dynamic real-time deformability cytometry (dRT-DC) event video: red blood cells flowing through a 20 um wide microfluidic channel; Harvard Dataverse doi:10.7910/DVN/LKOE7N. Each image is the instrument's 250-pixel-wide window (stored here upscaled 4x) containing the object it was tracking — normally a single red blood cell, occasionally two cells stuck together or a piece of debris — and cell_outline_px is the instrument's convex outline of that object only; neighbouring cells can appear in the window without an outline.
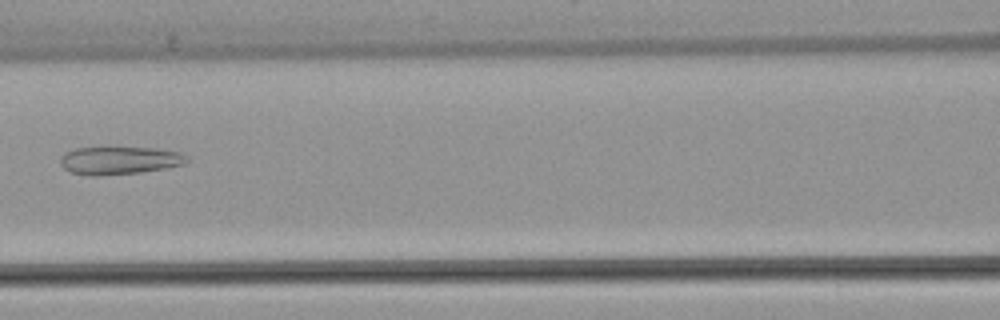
{"species": "common noctule bat (a hibernating species)", "species_latin": "Nyctalus noctula", "temperature_condition": "warm", "stored_images_in_passage": 3, "camera_frame_rate_fps": 3000, "um_per_image_px": 0.085, "animal": {"sex": "female", "body_mass_g": 22.7, "forearm_length_mm": 54.2}, "frame": {"image": 1, "passage_image": 3, "time_ms": 2.333, "image_size_px": [1000, 320], "cell_outline_px": [[192, 160], [184, 164], [168, 168], [140, 172], [96, 176], [88, 176], [72, 172], [64, 168], [60, 164], [60, 156], [64, 152], [76, 148], [156, 148], [180, 152], [188, 156]], "centroid_in_image_um": [10.19, 13.64], "position_along_channel_um": 156.4, "area_um2": 20.69}}